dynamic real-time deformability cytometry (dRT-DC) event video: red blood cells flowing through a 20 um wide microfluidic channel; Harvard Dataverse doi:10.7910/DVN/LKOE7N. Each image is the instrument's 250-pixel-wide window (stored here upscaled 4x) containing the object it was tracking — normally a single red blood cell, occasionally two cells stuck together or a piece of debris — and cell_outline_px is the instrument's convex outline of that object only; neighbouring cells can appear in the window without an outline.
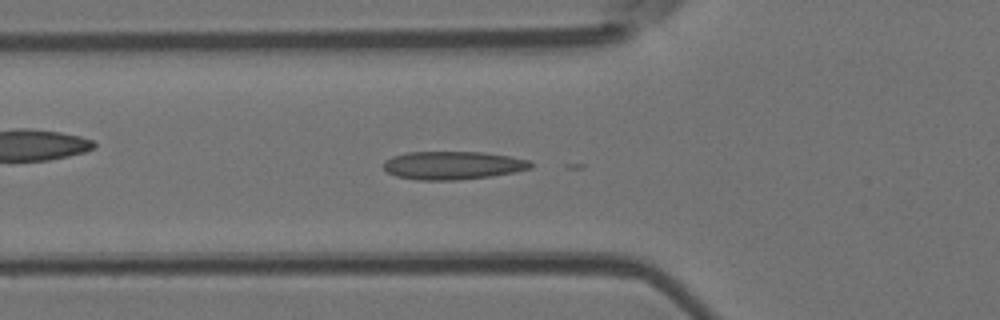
{"species": "Egyptian fruit bat (a non-hibernating species)", "species_latin": "Rousettus aegyptiacus", "temperature_condition": "room temperature", "stored_images_in_passage": 36, "camera_frame_rate_fps": 3000, "um_per_image_px": 0.085, "animal": {"sex": "female"}, "frame": {"image": 1, "passage_image": 18, "time_ms": 5.667, "image_size_px": [1000, 320], "cell_outline_px": [[532, 168], [492, 176], [456, 180], [416, 180], [396, 176], [388, 172], [384, 168], [384, 160], [392, 156], [408, 152], [484, 152], [532, 160]], "centroid_in_image_um": [38.49, 14.05], "position_along_channel_um": 87.3, "area_um2": 24.22}}
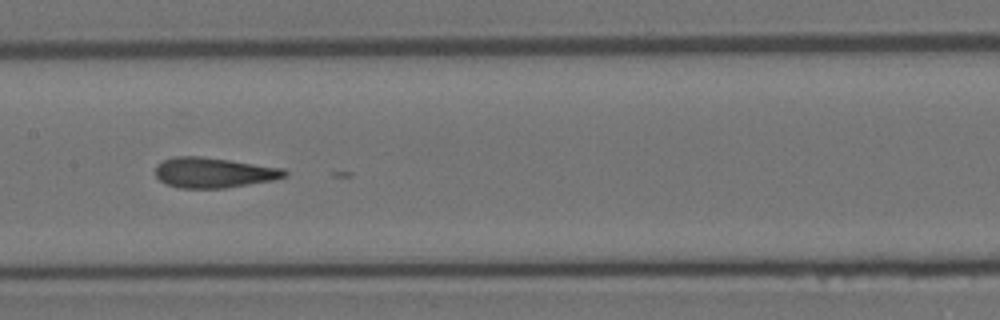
{"frame": {"image": 2, "passage_image": 26, "time_ms": 8.333, "image_size_px": [1000, 320], "cell_outline_px": [[288, 176], [272, 180], [224, 188], [180, 188], [164, 184], [156, 176], [156, 164], [172, 156], [200, 156], [284, 168], [288, 172]], "centroid_in_image_um": [18.14, 14.67], "position_along_channel_um": 189.3, "area_um2": 22.77}}
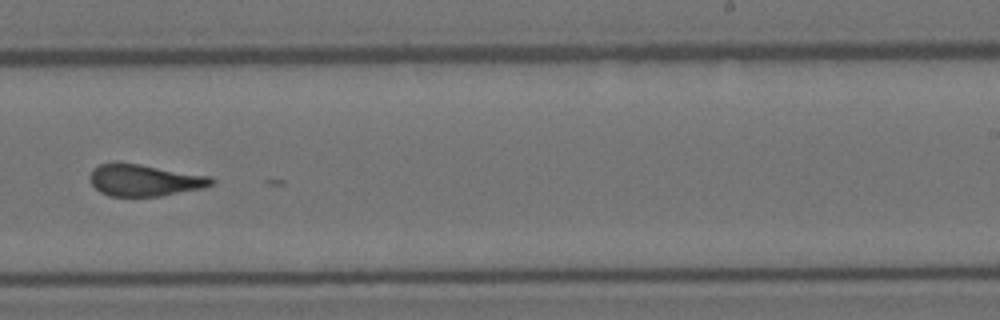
{"frame": {"image": 3, "passage_image": 33, "time_ms": 10.667, "image_size_px": [1000, 320], "cell_outline_px": [[216, 180], [212, 184], [204, 188], [160, 196], [108, 196], [100, 192], [88, 180], [88, 176], [92, 168], [100, 164], [116, 160], [212, 176]], "centroid_in_image_um": [12.24, 15.29], "position_along_channel_um": 276.8, "area_um2": 23.06}}